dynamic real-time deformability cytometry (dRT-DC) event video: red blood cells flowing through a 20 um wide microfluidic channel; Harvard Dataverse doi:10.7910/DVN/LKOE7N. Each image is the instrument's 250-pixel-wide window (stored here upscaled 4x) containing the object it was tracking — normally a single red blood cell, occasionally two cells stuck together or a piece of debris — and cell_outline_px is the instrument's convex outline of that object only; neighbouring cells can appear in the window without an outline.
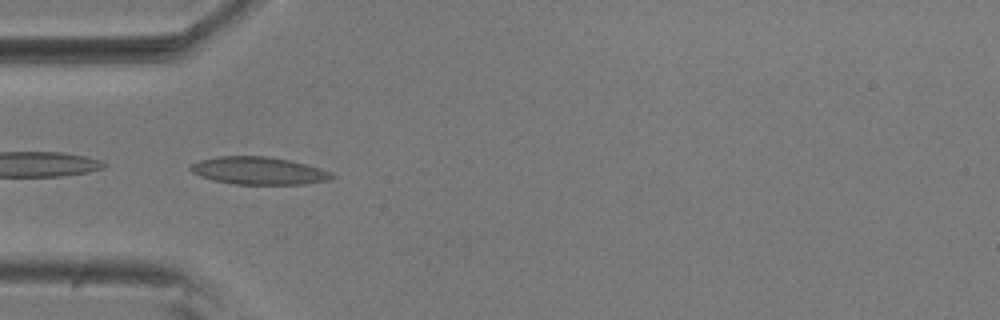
{"species": "common noctule bat (a hibernating species)", "species_latin": "Nyctalus noctula", "temperature_condition": "room temperature", "stored_images_in_passage": 47, "camera_frame_rate_fps": 3000, "um_per_image_px": 0.085, "animal": {"sex": "male", "body_mass_g": 20.5, "forearm_length_mm": 52.5}, "frame": {"image": 1, "passage_image": 15, "time_ms": 4.667, "image_size_px": [1000, 320], "cell_outline_px": [[336, 176], [328, 180], [304, 184], [236, 184], [212, 180], [200, 176], [192, 172], [188, 168], [192, 164], [200, 160], [220, 156], [268, 156], [288, 160], [320, 168], [332, 172]], "centroid_in_image_um": [21.98, 14.51], "position_along_channel_um": 63.0, "area_um2": 22.6}}
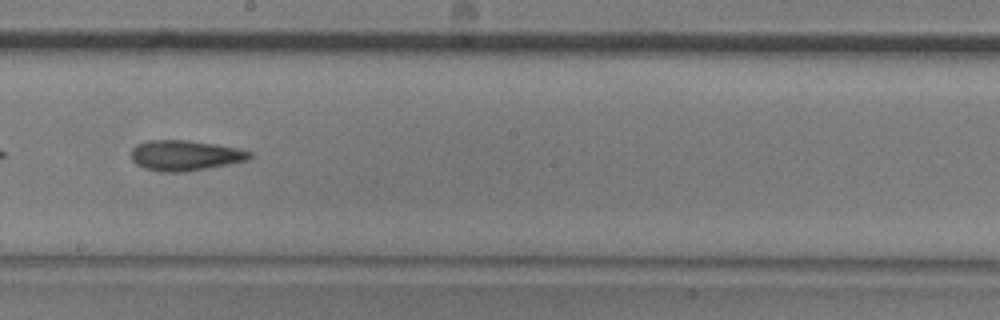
{"frame": {"image": 2, "passage_image": 29, "time_ms": 9.333, "image_size_px": [1000, 320], "cell_outline_px": [[252, 156], [248, 160], [228, 164], [184, 172], [160, 172], [144, 168], [136, 164], [132, 160], [132, 148], [136, 144], [148, 140], [188, 140], [216, 144], [236, 148], [252, 152]], "centroid_in_image_um": [15.71, 13.21], "position_along_channel_um": 232.5, "area_um2": 20.98}}
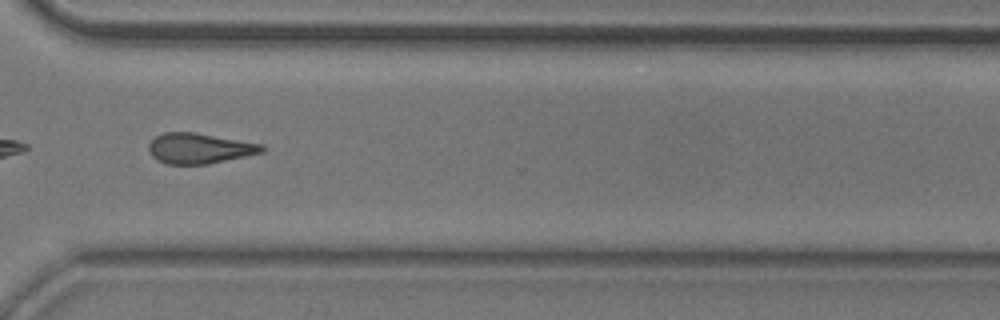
{"frame": {"image": 3, "passage_image": 39, "time_ms": 12.667, "image_size_px": [1000, 320], "cell_outline_px": [[264, 152], [208, 164], [168, 164], [152, 156], [148, 152], [148, 144], [156, 136], [164, 132], [192, 132], [264, 144]], "centroid_in_image_um": [16.95, 12.61], "position_along_channel_um": 353.7, "area_um2": 19.94}, "authors_computed_cell_mechanics": {"area_um2": 20.519, "velocity_mm_per_s": 3.6443, "shape_relaxation_time_tau1_ms": 7.1377, "shape_relaxation_time_tau2_ms": 5.5078, "deformation_change_tau1": 0.1467, "deformation_change_tau2": 0.135}}